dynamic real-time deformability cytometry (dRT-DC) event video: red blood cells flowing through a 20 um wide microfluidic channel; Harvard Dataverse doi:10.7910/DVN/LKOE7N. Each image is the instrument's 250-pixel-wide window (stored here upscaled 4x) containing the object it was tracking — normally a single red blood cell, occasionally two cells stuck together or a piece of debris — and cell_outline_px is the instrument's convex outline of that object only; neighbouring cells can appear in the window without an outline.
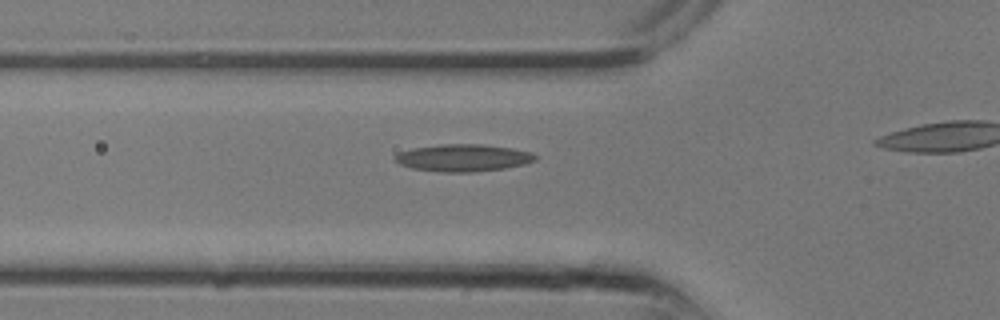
{"species": "common noctule bat (a hibernating species)", "species_latin": "Nyctalus noctula", "temperature_condition": "room temperature", "stored_images_in_passage": 6, "segment_of_instrument_passage": [1, 2], "camera_frame_rate_fps": 3000, "um_per_image_px": 0.085, "animal": {"sex": "male", "body_mass_g": 13.3}, "frame": {"image": 1, "passage_image": 3, "time_ms": 0.667, "image_size_px": [1000, 320], "cell_outline_px": [[536, 160], [524, 164], [504, 168], [472, 172], [440, 172], [412, 168], [400, 164], [392, 156], [400, 152], [412, 148], [440, 144], [480, 144], [512, 148], [532, 152], [536, 156]], "centroid_in_image_um": [39.36, 13.41], "position_along_channel_um": 86.4, "area_um2": 22.2}}
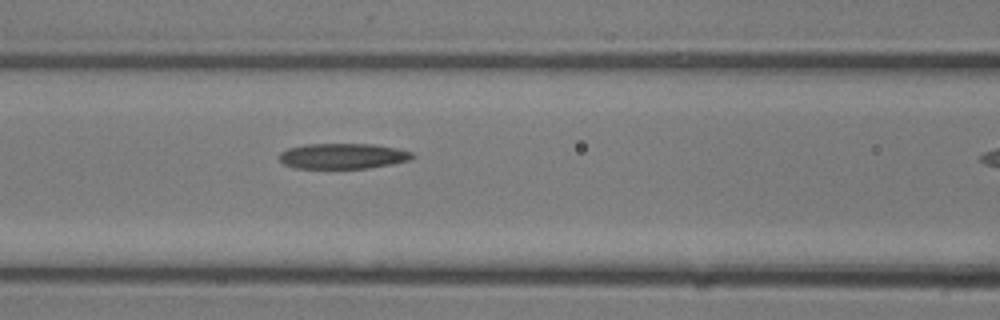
{"frame": {"image": 2, "passage_image": 5, "time_ms": 1.333, "image_size_px": [1000, 320], "cell_outline_px": [[416, 156], [408, 160], [368, 168], [292, 168], [284, 164], [280, 160], [280, 152], [288, 148], [304, 144], [376, 144], [396, 148], [412, 152]], "centroid_in_image_um": [29.11, 13.26], "position_along_channel_um": 137.5, "area_um2": 19.71}}